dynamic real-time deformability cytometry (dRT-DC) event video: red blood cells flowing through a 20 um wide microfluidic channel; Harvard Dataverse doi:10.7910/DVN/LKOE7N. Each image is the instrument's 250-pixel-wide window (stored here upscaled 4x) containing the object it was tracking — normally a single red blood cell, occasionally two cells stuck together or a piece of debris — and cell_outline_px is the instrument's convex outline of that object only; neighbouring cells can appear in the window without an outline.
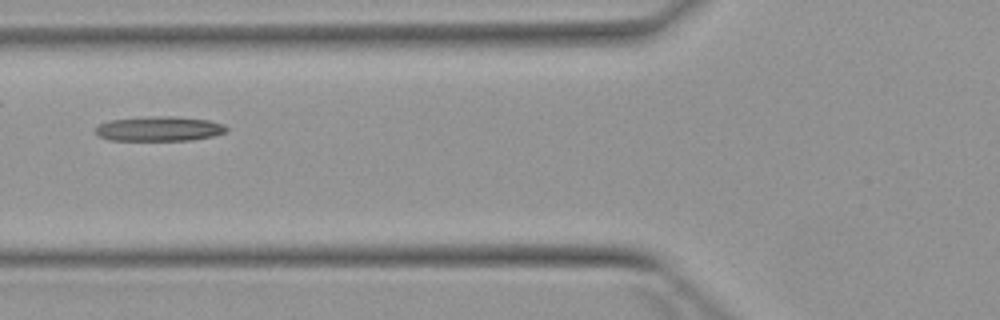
{"species": "Egyptian fruit bat (a non-hibernating species)", "species_latin": "Rousettus aegyptiacus", "temperature_condition": "warm", "stored_images_in_passage": 3, "camera_frame_rate_fps": 3000, "um_per_image_px": 0.085, "animal": {"sex": "female"}, "frame": {"image": 1, "passage_image": 2, "time_ms": 1.333, "image_size_px": [1000, 320], "cell_outline_px": [[228, 128], [224, 132], [212, 136], [192, 140], [108, 140], [96, 136], [96, 128], [100, 124], [108, 120], [152, 116], [172, 116], [208, 120], [224, 124]], "centroid_in_image_um": [13.5, 10.94], "position_along_channel_um": 112.3, "area_um2": 18.84}}
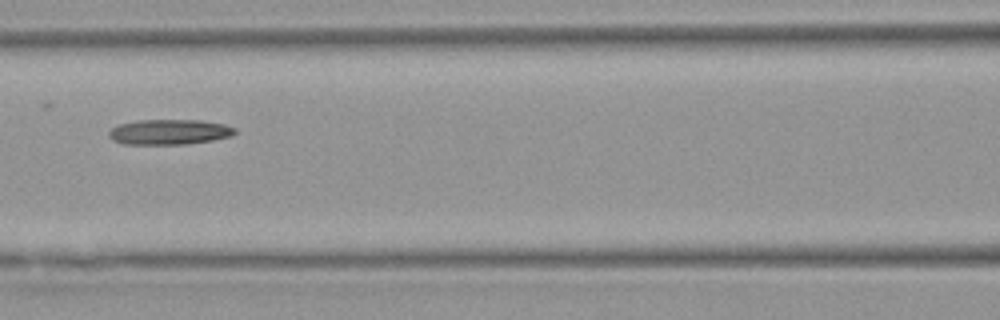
{"frame": {"image": 2, "passage_image": 3, "time_ms": 2.333, "image_size_px": [1000, 320], "cell_outline_px": [[236, 132], [232, 136], [212, 140], [188, 144], [124, 144], [112, 140], [108, 136], [108, 132], [112, 128], [120, 124], [136, 120], [200, 120], [224, 124], [236, 128]], "centroid_in_image_um": [14.39, 11.22], "position_along_channel_um": 152.2, "area_um2": 18.61}}